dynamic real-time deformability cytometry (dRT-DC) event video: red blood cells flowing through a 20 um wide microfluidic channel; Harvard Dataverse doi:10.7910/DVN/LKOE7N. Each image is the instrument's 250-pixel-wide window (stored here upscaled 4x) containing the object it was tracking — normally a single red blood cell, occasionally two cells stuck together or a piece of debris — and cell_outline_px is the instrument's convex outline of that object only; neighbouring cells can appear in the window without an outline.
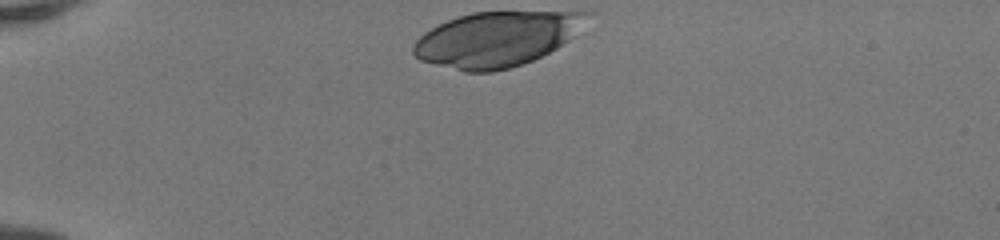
{"species": "human", "species_latin": "Homo sapiens", "temperature_condition": "room temperature", "stored_images_in_passage": 31, "camera_frame_rate_fps": 3000, "um_per_image_px": 0.085, "donor": {"sex": "female"}, "frame": {"image": 1, "passage_image": 1, "time_ms": 0.0, "image_size_px": [1000, 240], "cell_outline_px": [[596, 12], [568, 40], [556, 48], [532, 60], [508, 68], [492, 72], [464, 72], [420, 60], [412, 52], [412, 44], [424, 32], [448, 20], [472, 12]], "centroid_in_image_um": [42.19, 3.32], "position_along_channel_um": 42.8, "area_um2": 55.08}}
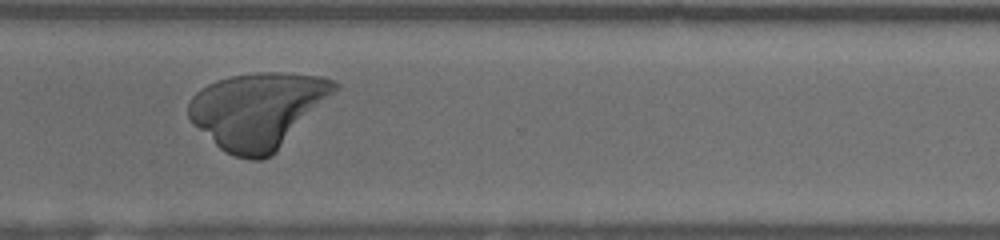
{"frame": {"image": 2, "passage_image": 27, "time_ms": 8.667, "image_size_px": [1000, 240], "cell_outline_px": [[340, 84], [276, 152], [272, 156], [264, 160], [248, 160], [224, 152], [192, 124], [188, 116], [188, 104], [192, 96], [200, 88], [216, 80], [232, 76], [252, 72], [284, 72], [320, 76], [336, 80]], "centroid_in_image_um": [21.84, 9.37], "position_along_channel_um": 348.8, "area_um2": 64.16}}